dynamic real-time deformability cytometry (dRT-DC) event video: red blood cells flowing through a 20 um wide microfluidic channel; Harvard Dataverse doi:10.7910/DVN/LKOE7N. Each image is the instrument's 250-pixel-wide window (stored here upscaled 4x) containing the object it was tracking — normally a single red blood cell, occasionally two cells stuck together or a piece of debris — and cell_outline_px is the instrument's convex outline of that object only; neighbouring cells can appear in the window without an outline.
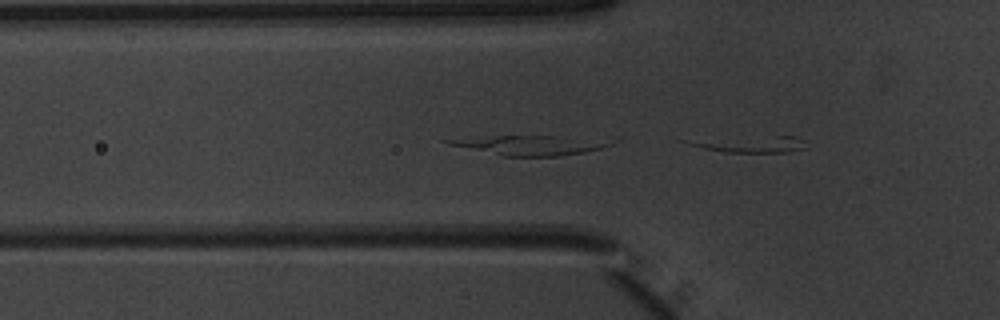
{"species": "common noctule bat (a hibernating species)", "species_latin": "Nyctalus noctula", "temperature_condition": "warm", "stored_images_in_passage": 6, "camera_frame_rate_fps": 3000, "um_per_image_px": 0.085, "animal": {"sex": "male", "body_mass_g": 20.1, "forearm_length_mm": 53.5}, "frame": {"image": 1, "passage_image": 6, "time_ms": 1.667, "image_size_px": [1000, 320], "cell_outline_px": [[804, 148], [788, 152], [728, 152], [704, 148], [688, 144], [680, 140], [776, 136], [796, 136], [804, 140]], "centroid_in_image_um": [63.83, 12.25], "position_along_channel_um": 62.0, "area_um2": 10.98}}